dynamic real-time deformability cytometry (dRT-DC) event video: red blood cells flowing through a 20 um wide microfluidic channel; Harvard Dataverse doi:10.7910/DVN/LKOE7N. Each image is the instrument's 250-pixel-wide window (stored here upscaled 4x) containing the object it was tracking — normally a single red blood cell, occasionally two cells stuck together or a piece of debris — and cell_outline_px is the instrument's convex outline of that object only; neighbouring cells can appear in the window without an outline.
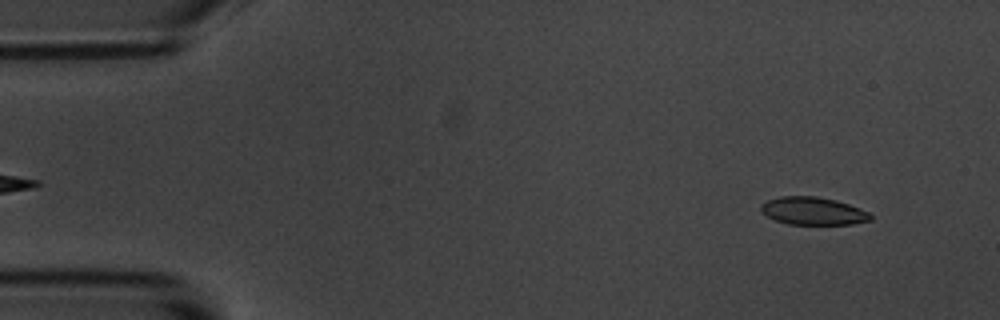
{"species": "common noctule bat (a hibernating species)", "species_latin": "Nyctalus noctula", "temperature_condition": "room temperature", "stored_images_in_passage": 56, "camera_frame_rate_fps": 3000, "um_per_image_px": 0.085, "animal": {"sex": "male", "body_mass_g": 20.1, "forearm_length_mm": 53.5}, "frame": {"image": 1, "passage_image": 4, "time_ms": 1.0, "image_size_px": [1000, 320], "cell_outline_px": [[872, 220], [852, 224], [788, 224], [776, 220], [760, 212], [760, 204], [768, 200], [780, 196], [816, 196], [836, 200], [848, 204], [868, 212], [872, 216]], "centroid_in_image_um": [69.09, 17.93], "position_along_channel_um": 15.9, "area_um2": 17.69}}
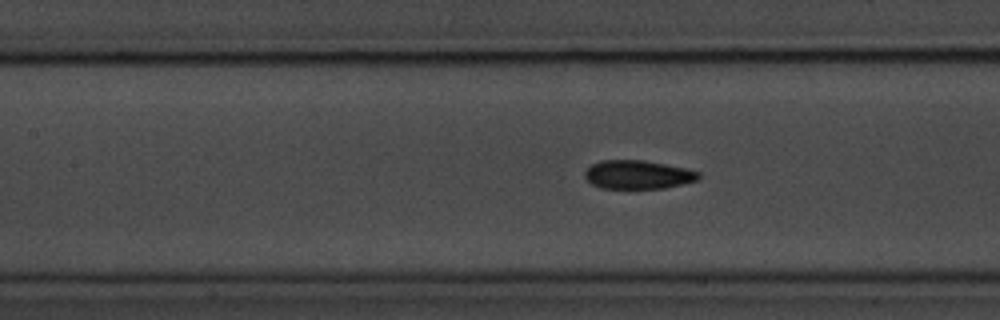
{"frame": {"image": 2, "passage_image": 24, "time_ms": 7.667, "image_size_px": [1000, 320], "cell_outline_px": [[700, 180], [684, 184], [664, 188], [600, 188], [592, 184], [584, 176], [584, 172], [592, 164], [600, 160], [644, 160], [684, 168], [700, 172]], "centroid_in_image_um": [54.23, 14.84], "position_along_channel_um": 153.2, "area_um2": 19.02}}
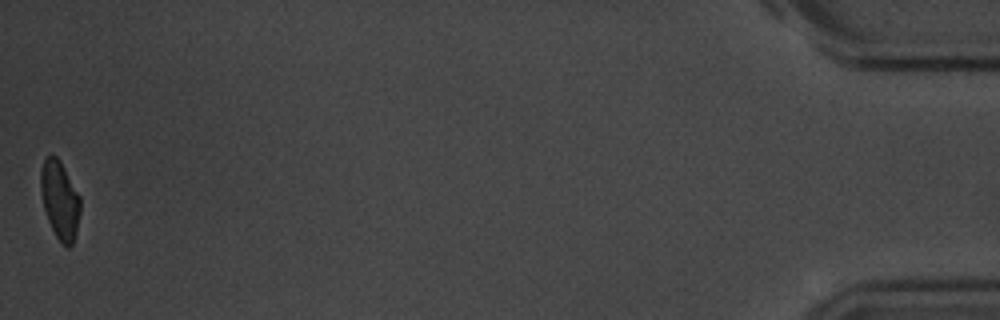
{"frame": {"image": 3, "passage_image": 56, "time_ms": 18.333, "image_size_px": [1000, 320], "cell_outline_px": [[80, 212], [76, 232], [72, 244], [68, 248], [60, 244], [48, 220], [44, 208], [40, 188], [40, 172], [44, 156], [52, 152], [60, 160], [80, 196]], "centroid_in_image_um": [5.07, 16.96], "position_along_channel_um": 430.1, "area_um2": 18.26}, "authors_computed_cell_mechanics": {"area_um2": 19.2185, "velocity_mm_per_s": 3.5033, "shape_relaxation_time_tau1_ms": 3.4634, "shape_relaxation_time_tau2_ms": 1.6613, "deformation_change_tau1": 0.113, "deformation_change_tau2": 0.0606}}